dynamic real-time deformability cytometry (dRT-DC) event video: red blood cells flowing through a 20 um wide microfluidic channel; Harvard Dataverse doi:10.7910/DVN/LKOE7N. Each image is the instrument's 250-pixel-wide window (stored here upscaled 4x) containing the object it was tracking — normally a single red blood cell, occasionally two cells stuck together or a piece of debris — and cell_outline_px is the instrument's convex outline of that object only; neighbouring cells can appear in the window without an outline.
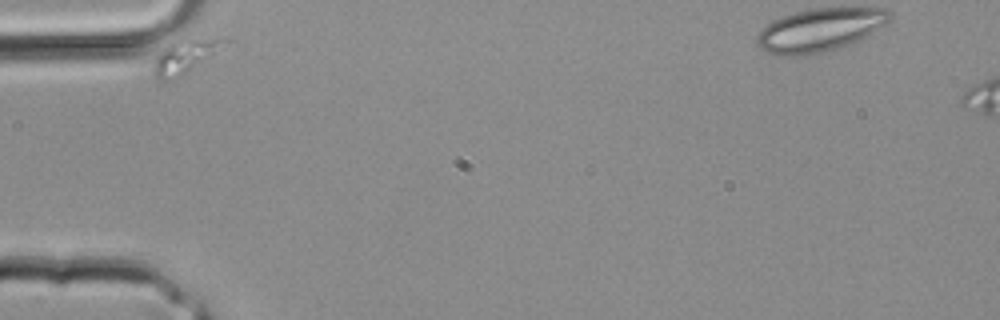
{"species": "common noctule bat (a hibernating species)", "species_latin": "Nyctalus noctula", "temperature_condition": "room temperature", "stored_images_in_passage": 3, "camera_frame_rate_fps": 3000, "um_per_image_px": 0.085, "animal": {"sex": "male", "body_mass_g": 20.4}, "frame": {"image": 1, "passage_image": 1, "time_ms": 0.0, "image_size_px": [1000, 320], "cell_outline_px": [[232, 40], [184, 72], [168, 80], [160, 80], [152, 72], [156, 56], [164, 48], [176, 40], [224, 36], [228, 36]], "centroid_in_image_um": [15.75, 4.7], "position_along_channel_um": 69.2, "area_um2": 13.24}}